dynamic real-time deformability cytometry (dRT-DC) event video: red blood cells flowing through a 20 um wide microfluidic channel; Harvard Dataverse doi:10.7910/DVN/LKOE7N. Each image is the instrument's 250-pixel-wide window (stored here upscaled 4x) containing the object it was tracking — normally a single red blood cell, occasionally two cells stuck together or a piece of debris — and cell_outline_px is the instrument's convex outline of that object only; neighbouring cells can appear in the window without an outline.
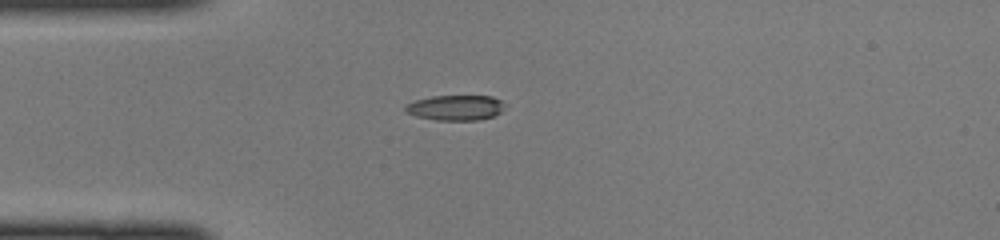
{"species": "common noctule bat (a hibernating species)", "species_latin": "Nyctalus noctula", "temperature_condition": "cold", "stored_images_in_passage": 36, "camera_frame_rate_fps": 3000, "um_per_image_px": 0.085, "animal": {"sex": "female", "body_mass_g": 22.0, "forearm_length_mm": 56.7}, "frame": {"image": 1, "passage_image": 1, "time_ms": 0.0, "image_size_px": [1000, 240], "cell_outline_px": [[504, 104], [500, 112], [492, 116], [480, 120], [436, 120], [416, 116], [404, 112], [404, 104], [416, 100], [432, 96], [492, 96], [500, 100]], "centroid_in_image_um": [38.66, 9.15], "position_along_channel_um": 46.3, "area_um2": 14.62}}
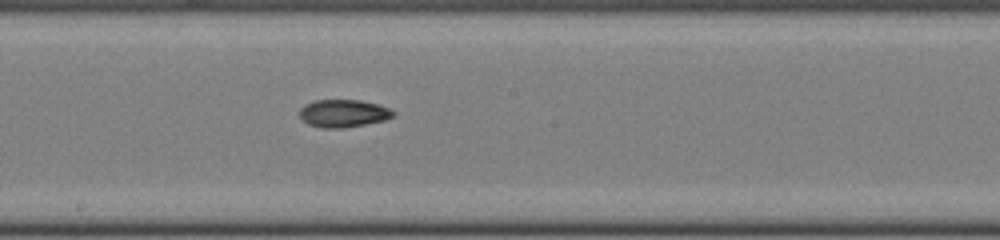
{"frame": {"image": 2, "passage_image": 14, "time_ms": 4.333, "image_size_px": [1000, 240], "cell_outline_px": [[396, 112], [392, 116], [384, 120], [364, 124], [340, 128], [324, 128], [308, 124], [300, 116], [300, 108], [304, 104], [316, 100], [360, 100], [376, 104], [388, 108]], "centroid_in_image_um": [29.16, 9.62], "position_along_channel_um": 219.0, "area_um2": 14.85}}
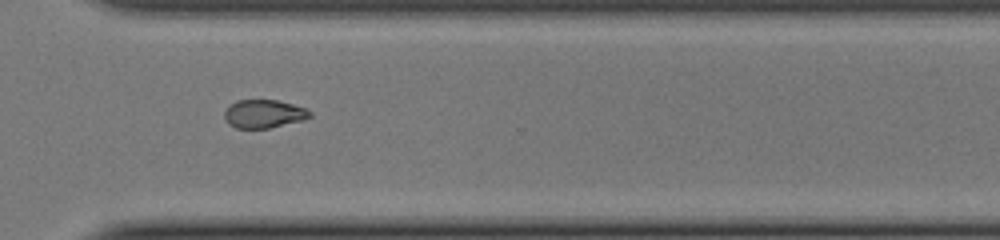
{"frame": {"image": 3, "passage_image": 23, "time_ms": 7.333, "image_size_px": [1000, 240], "cell_outline_px": [[312, 116], [304, 120], [268, 128], [236, 128], [228, 124], [224, 116], [224, 112], [236, 100], [276, 100], [292, 104], [304, 108], [312, 112]], "centroid_in_image_um": [22.43, 9.68], "position_along_channel_um": 348.2, "area_um2": 13.99}}